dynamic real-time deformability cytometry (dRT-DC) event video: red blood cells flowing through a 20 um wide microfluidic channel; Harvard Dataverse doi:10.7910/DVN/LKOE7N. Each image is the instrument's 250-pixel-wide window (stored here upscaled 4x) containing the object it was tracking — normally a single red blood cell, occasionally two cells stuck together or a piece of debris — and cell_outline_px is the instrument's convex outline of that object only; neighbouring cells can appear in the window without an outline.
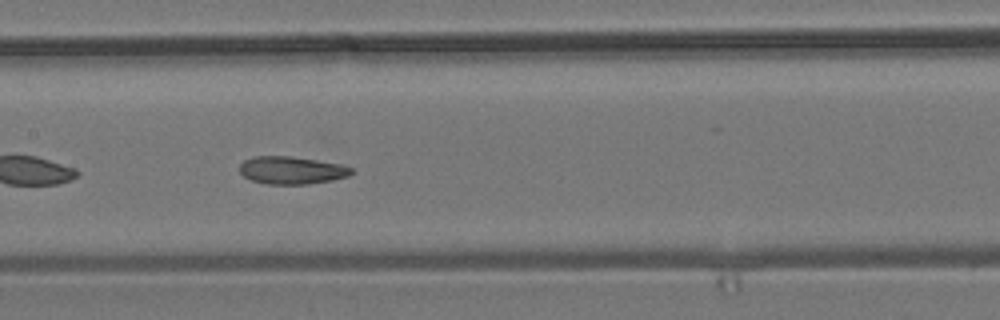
{"species": "common noctule bat (a hibernating species)", "species_latin": "Nyctalus noctula", "temperature_condition": "room temperature", "stored_images_in_passage": 48, "camera_frame_rate_fps": 3000, "um_per_image_px": 0.085, "animal": {"sex": "male", "body_mass_g": 19.2, "forearm_length_mm": 51.8}, "frame": {"image": 1, "passage_image": 21, "time_ms": 6.667, "image_size_px": [1000, 320], "cell_outline_px": [[352, 172], [348, 176], [332, 180], [308, 184], [268, 184], [252, 180], [244, 176], [240, 172], [240, 164], [244, 160], [256, 156], [288, 156], [340, 164], [352, 168]], "centroid_in_image_um": [24.77, 14.47], "position_along_channel_um": 182.6, "area_um2": 17.74}}
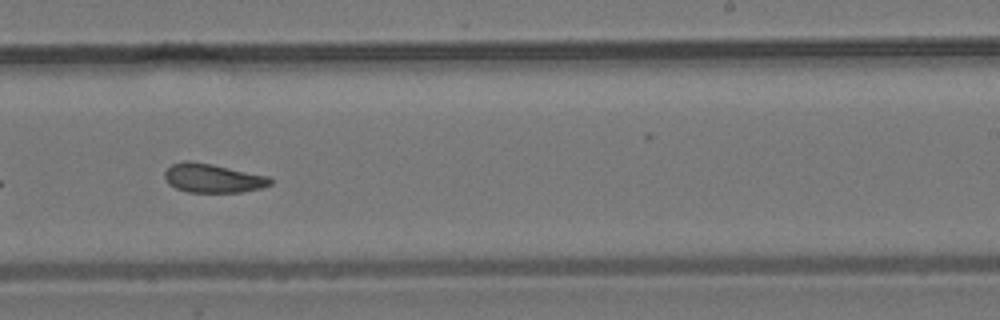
{"frame": {"image": 2, "passage_image": 28, "time_ms": 9.0, "image_size_px": [1000, 320], "cell_outline_px": [[272, 184], [260, 188], [240, 192], [188, 192], [176, 188], [168, 184], [164, 176], [164, 172], [172, 164], [184, 160], [188, 160], [212, 164], [268, 176], [272, 180]], "centroid_in_image_um": [18.06, 15.14], "position_along_channel_um": 270.9, "area_um2": 17.74}, "authors_computed_cell_mechanics": {"area_um2": 18.3515, "velocity_mm_per_s": 3.7967, "shape_relaxation_time_tau1_ms": 8.3163, "shape_relaxation_time_tau2_ms": 5.1309, "deformation_change_tau1": 0.1714, "deformation_change_tau2": 0.1421}}